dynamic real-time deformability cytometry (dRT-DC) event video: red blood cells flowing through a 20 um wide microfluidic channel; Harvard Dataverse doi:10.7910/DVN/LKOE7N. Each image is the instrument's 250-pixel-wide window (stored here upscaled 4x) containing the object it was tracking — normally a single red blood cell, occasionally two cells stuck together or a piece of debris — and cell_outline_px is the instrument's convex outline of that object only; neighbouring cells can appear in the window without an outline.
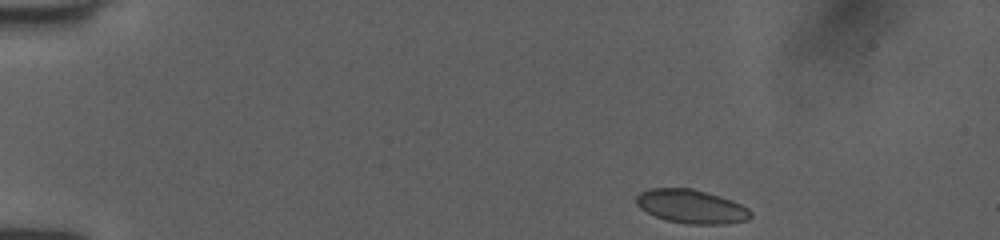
{"species": "human", "species_latin": "Homo sapiens", "temperature_condition": "room temperature", "stored_images_in_passage": 44, "camera_frame_rate_fps": 3000, "um_per_image_px": 0.085, "donor": {"sex": "female"}, "frame": {"image": 1, "passage_image": 1, "time_ms": 0.0, "image_size_px": [1000, 240], "cell_outline_px": [[752, 216], [748, 220], [724, 224], [688, 224], [668, 220], [656, 216], [640, 208], [636, 204], [636, 196], [640, 192], [648, 188], [692, 188], [720, 196], [732, 200], [748, 208], [752, 212]], "centroid_in_image_um": [58.78, 17.54], "position_along_channel_um": 26.2, "area_um2": 22.48}}
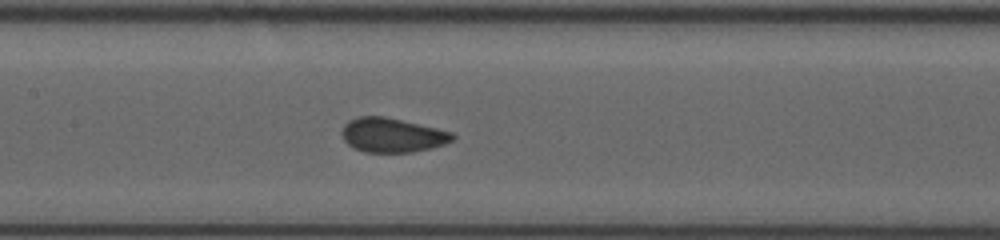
{"frame": {"image": 2, "passage_image": 19, "time_ms": 6.0, "image_size_px": [1000, 240], "cell_outline_px": [[456, 136], [452, 140], [444, 144], [432, 148], [412, 152], [364, 152], [352, 148], [344, 140], [340, 132], [344, 124], [348, 120], [360, 116], [384, 116], [436, 128], [452, 132]], "centroid_in_image_um": [33.3, 11.49], "position_along_channel_um": 174.1, "area_um2": 22.2}}
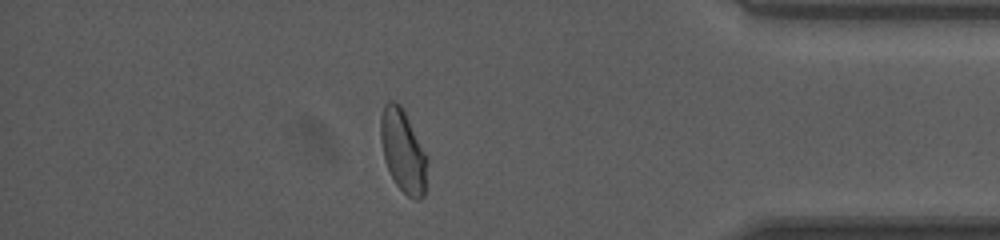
{"frame": {"image": 3, "passage_image": 38, "time_ms": 12.333, "image_size_px": [1000, 240], "cell_outline_px": [[428, 160], [424, 196], [420, 200], [416, 200], [408, 196], [396, 184], [388, 168], [384, 156], [380, 140], [380, 116], [384, 104], [388, 100], [392, 100], [400, 104], [428, 156]], "centroid_in_image_um": [34.26, 12.82], "position_along_channel_um": 400.9, "area_um2": 22.48}, "authors_computed_cell_mechanics": {"area_um2": 22.2241, "velocity_mm_per_s": 4.0149, "shape_relaxation_time_tau1_ms": null, "shape_relaxation_time_tau2_ms": 0.6097, "deformation_change_tau1": null, "deformation_change_tau2": 0.0567}}